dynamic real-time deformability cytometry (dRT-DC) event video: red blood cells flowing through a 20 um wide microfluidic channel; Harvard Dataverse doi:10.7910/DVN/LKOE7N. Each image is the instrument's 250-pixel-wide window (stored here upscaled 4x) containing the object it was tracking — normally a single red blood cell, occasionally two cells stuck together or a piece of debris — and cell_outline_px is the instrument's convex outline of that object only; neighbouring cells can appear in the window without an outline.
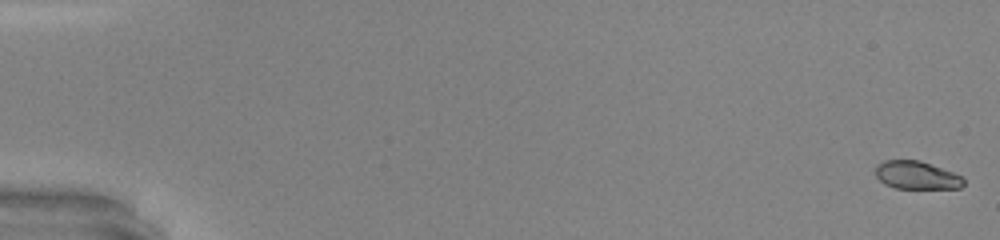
{"species": "common noctule bat (a hibernating species)", "species_latin": "Nyctalus noctula", "temperature_condition": "warm", "stored_images_in_passage": 49, "camera_frame_rate_fps": 3000, "um_per_image_px": 0.085, "animal": {"sex": "male", "body_mass_g": 20.0, "forearm_length_mm": 53.3}, "frame": {"image": 1, "passage_image": 1, "time_ms": 0.0, "image_size_px": [1000, 240], "cell_outline_px": [[964, 184], [960, 188], [896, 188], [884, 184], [876, 176], [876, 164], [884, 160], [920, 160], [952, 172], [960, 176], [964, 180]], "centroid_in_image_um": [77.88, 14.89], "position_along_channel_um": 7.1, "area_um2": 14.28}}
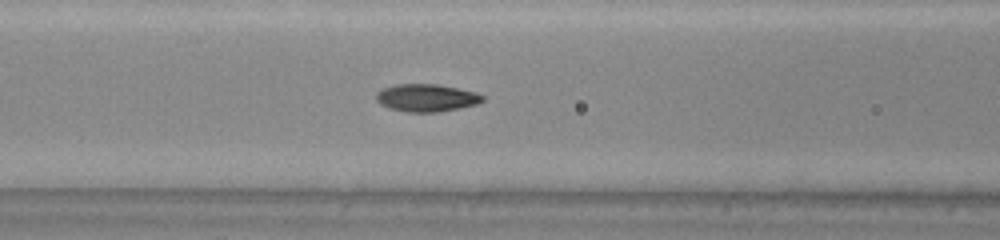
{"frame": {"image": 2, "passage_image": 22, "time_ms": 7.0, "image_size_px": [1000, 240], "cell_outline_px": [[484, 100], [476, 104], [460, 108], [436, 112], [408, 112], [388, 108], [380, 104], [376, 100], [376, 92], [384, 88], [396, 84], [436, 84], [476, 92], [484, 96]], "centroid_in_image_um": [36.23, 8.32], "position_along_channel_um": 130.4, "area_um2": 17.05}}
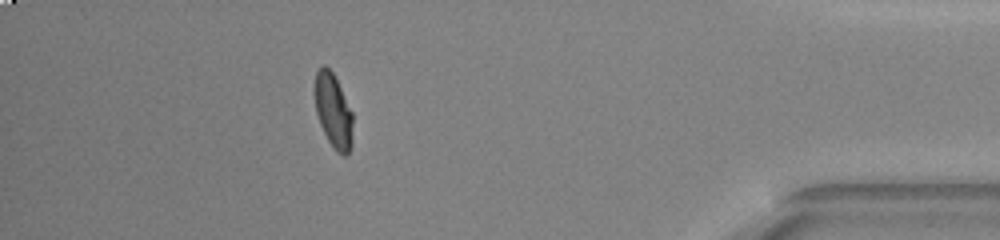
{"frame": {"image": 3, "passage_image": 44, "time_ms": 14.333, "image_size_px": [1000, 240], "cell_outline_px": [[352, 144], [348, 152], [344, 156], [336, 152], [328, 140], [320, 124], [316, 112], [312, 92], [312, 88], [316, 72], [320, 64], [324, 64], [332, 72], [352, 112]], "centroid_in_image_um": [28.27, 9.38], "position_along_channel_um": 406.9, "area_um2": 16.7}, "authors_computed_cell_mechanics": {"area_um2": 16.4152, "velocity_mm_per_s": 4.3607, "shape_relaxation_time_tau1_ms": 4.3077, "shape_relaxation_time_tau2_ms": 0.8238, "deformation_change_tau1": 0.1924, "deformation_change_tau2": 0.0457}}